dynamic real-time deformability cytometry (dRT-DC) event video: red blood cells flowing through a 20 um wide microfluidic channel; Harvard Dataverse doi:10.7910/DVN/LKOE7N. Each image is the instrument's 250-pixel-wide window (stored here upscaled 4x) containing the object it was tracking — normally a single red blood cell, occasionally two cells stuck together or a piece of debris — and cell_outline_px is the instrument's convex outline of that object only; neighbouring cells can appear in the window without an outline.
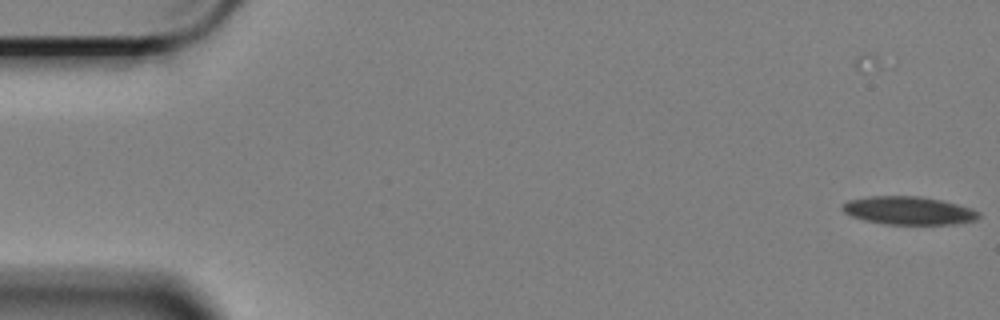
{"species": "Egyptian fruit bat (a non-hibernating species)", "species_latin": "Rousettus aegyptiacus", "temperature_condition": "cold", "stored_images_in_passage": 59, "camera_frame_rate_fps": 3000, "um_per_image_px": 0.085, "animal": {"sex": "female"}, "frame": {"image": 1, "passage_image": 1, "time_ms": 0.0, "image_size_px": [1000, 320], "cell_outline_px": [[972, 216], [956, 220], [880, 220], [864, 216], [852, 212], [844, 208], [848, 204], [868, 200], [928, 200], [944, 204], [968, 212]], "centroid_in_image_um": [77.07, 17.88], "position_along_channel_um": 7.9, "area_um2": 14.45}}
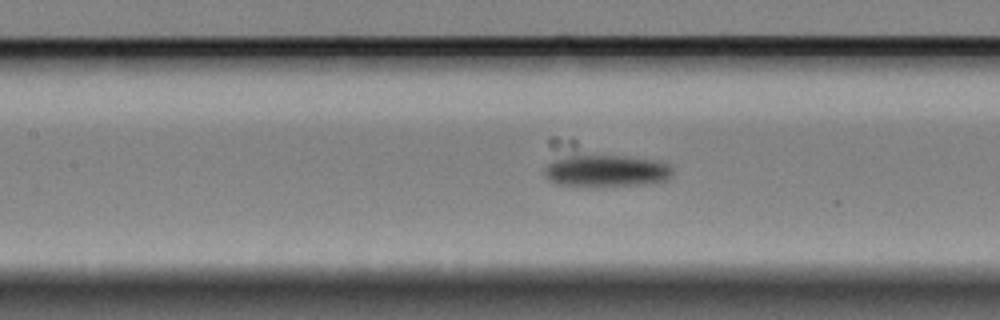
{"frame": {"image": 2, "passage_image": 26, "time_ms": 8.333, "image_size_px": [1000, 320], "cell_outline_px": [[660, 172], [652, 176], [604, 180], [592, 180], [560, 176], [552, 172], [552, 168], [560, 164], [584, 160], [616, 160], [652, 164], [660, 168]], "centroid_in_image_um": [51.45, 14.43], "position_along_channel_um": 156.0, "area_um2": 12.2}}
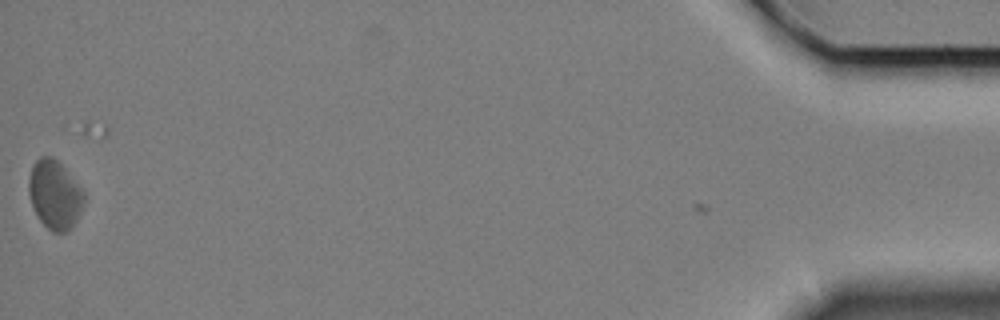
{"frame": {"image": 3, "passage_image": 59, "time_ms": 19.333, "image_size_px": [1000, 320], "cell_outline_px": [[72, 192], [60, 228], [52, 228], [40, 216], [32, 200], [32, 172], [36, 164], [40, 160], [48, 160]], "centroid_in_image_um": [4.23, 16.47], "position_along_channel_um": 431.0, "area_um2": 13.35}}